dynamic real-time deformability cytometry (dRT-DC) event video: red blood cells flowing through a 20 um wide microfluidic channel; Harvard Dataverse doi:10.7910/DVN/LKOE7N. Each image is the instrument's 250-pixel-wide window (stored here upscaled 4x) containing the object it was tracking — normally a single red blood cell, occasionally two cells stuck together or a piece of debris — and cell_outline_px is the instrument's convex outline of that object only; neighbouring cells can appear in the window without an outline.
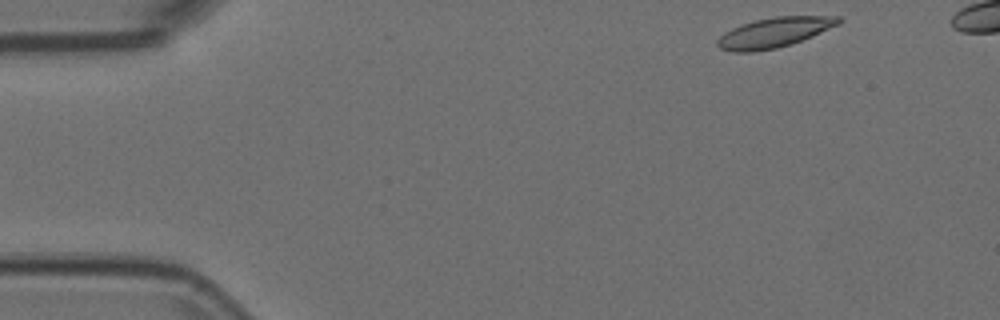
{"species": "Egyptian fruit bat (a non-hibernating species)", "species_latin": "Rousettus aegyptiacus", "temperature_condition": "room temperature", "stored_images_in_passage": 12, "camera_frame_rate_fps": 3000, "um_per_image_px": 0.085, "animal": {"sex": "female"}, "frame": {"image": 1, "passage_image": 1, "time_ms": 0.0, "image_size_px": [1000, 320], "cell_outline_px": [[844, 20], [840, 24], [812, 36], [792, 44], [776, 48], [752, 52], [732, 52], [720, 48], [716, 44], [716, 40], [724, 32], [740, 24], [756, 20], [776, 16], [840, 16]], "centroid_in_image_um": [65.82, 2.76], "position_along_channel_um": 19.2, "area_um2": 21.27}}